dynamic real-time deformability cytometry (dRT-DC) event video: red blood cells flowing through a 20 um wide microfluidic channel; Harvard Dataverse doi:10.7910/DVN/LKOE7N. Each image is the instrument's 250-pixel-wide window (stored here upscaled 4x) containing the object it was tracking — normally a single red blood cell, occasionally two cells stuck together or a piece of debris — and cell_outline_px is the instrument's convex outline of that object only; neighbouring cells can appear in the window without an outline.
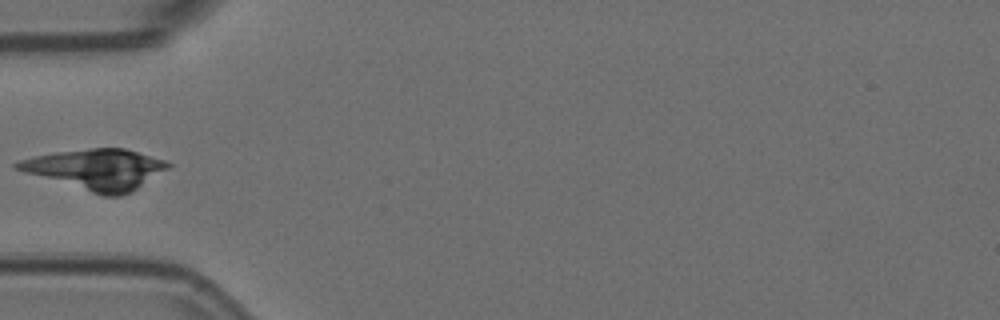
{"species": "Egyptian fruit bat (a non-hibernating species)", "species_latin": "Rousettus aegyptiacus", "temperature_condition": "room temperature", "stored_images_in_passage": 23, "camera_frame_rate_fps": 3000, "um_per_image_px": 0.085, "animal": {"sex": "female"}, "frame": {"image": 1, "passage_image": 1, "time_ms": 0.0, "image_size_px": [1000, 320], "cell_outline_px": [[172, 164], [168, 168], [132, 192], [120, 196], [100, 196], [24, 172], [12, 168], [12, 164], [16, 160], [56, 152], [92, 148], [124, 148], [164, 160]], "centroid_in_image_um": [8.14, 14.41], "position_along_channel_um": 76.9, "area_um2": 35.66}}
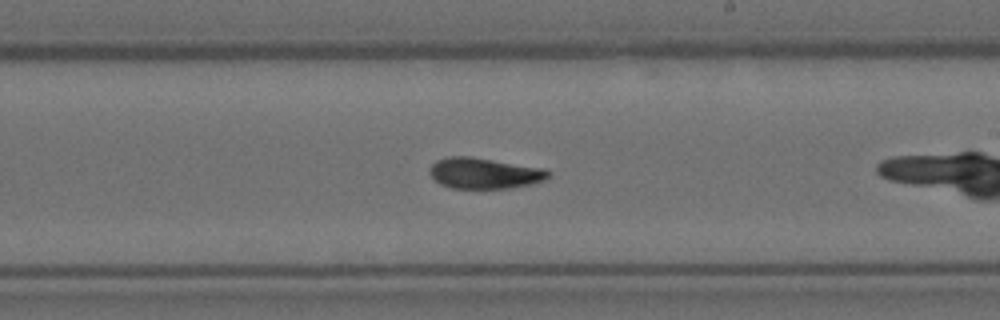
{"frame": {"image": 2, "passage_image": 12, "time_ms": 3.667, "image_size_px": [1000, 320], "cell_outline_px": [[552, 172], [544, 180], [532, 184], [508, 188], [452, 188], [440, 184], [428, 172], [432, 164], [436, 160], [448, 156], [472, 156], [544, 168]], "centroid_in_image_um": [41.17, 14.71], "position_along_channel_um": 247.8, "area_um2": 21.44}}
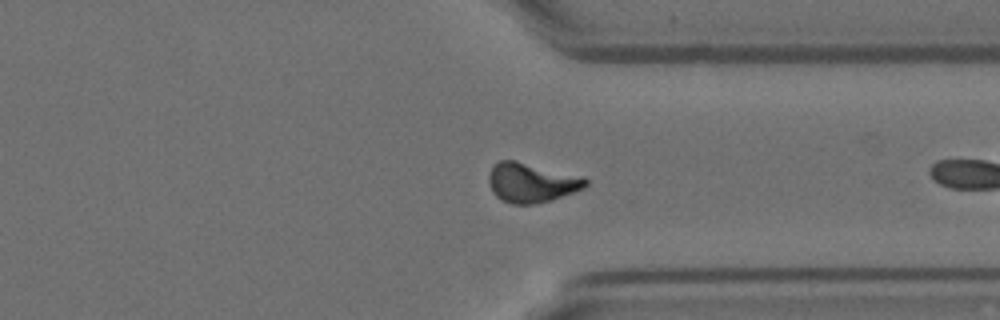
{"frame": {"image": 3, "passage_image": 22, "time_ms": 7.0, "image_size_px": [1000, 320], "cell_outline_px": [[588, 184], [584, 188], [552, 200], [532, 204], [512, 204], [496, 196], [492, 192], [488, 180], [488, 176], [492, 164], [500, 160], [516, 160], [584, 176], [588, 180]], "centroid_in_image_um": [45.18, 15.5], "position_along_channel_um": 366.2, "area_um2": 22.54}}